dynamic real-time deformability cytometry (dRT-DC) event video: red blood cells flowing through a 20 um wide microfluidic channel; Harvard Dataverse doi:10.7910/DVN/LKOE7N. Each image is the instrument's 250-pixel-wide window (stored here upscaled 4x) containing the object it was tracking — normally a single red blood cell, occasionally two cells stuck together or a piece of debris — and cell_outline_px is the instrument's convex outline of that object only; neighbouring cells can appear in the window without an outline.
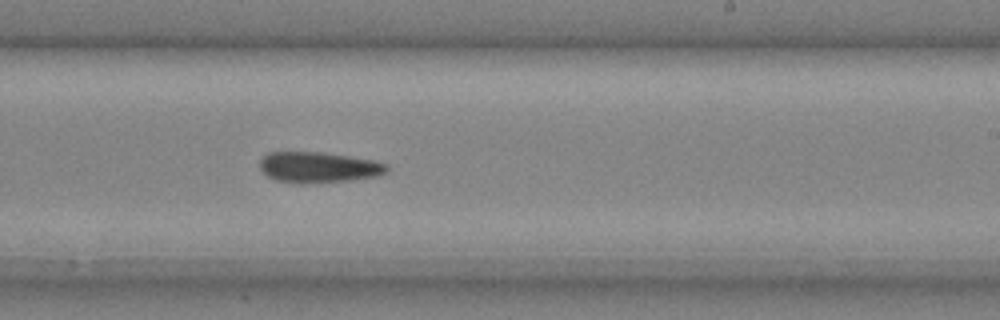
{"species": "common noctule bat (a hibernating species)", "species_latin": "Nyctalus noctula", "temperature_condition": "cold", "stored_images_in_passage": 23, "camera_frame_rate_fps": 3000, "um_per_image_px": 0.085, "animal": {"sex": "male", "body_mass_g": 20.4}, "frame": {"image": 1, "passage_image": 14, "time_ms": 4.333, "image_size_px": [1000, 320], "cell_outline_px": [[388, 172], [376, 176], [348, 180], [300, 184], [276, 180], [268, 176], [260, 168], [260, 160], [268, 152], [324, 152], [372, 160], [388, 164]], "centroid_in_image_um": [27.07, 14.21], "position_along_channel_um": 261.9, "area_um2": 22.66}}
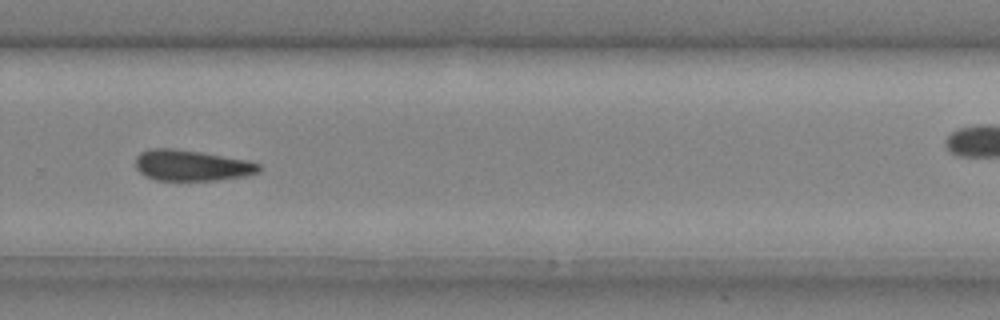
{"frame": {"image": 2, "passage_image": 17, "time_ms": 5.333, "image_size_px": [1000, 320], "cell_outline_px": [[260, 172], [244, 176], [220, 180], [156, 180], [144, 176], [136, 168], [136, 156], [140, 152], [148, 148], [172, 148], [200, 152], [248, 160], [260, 164]], "centroid_in_image_um": [16.27, 14.06], "position_along_channel_um": 313.5, "area_um2": 22.31}}